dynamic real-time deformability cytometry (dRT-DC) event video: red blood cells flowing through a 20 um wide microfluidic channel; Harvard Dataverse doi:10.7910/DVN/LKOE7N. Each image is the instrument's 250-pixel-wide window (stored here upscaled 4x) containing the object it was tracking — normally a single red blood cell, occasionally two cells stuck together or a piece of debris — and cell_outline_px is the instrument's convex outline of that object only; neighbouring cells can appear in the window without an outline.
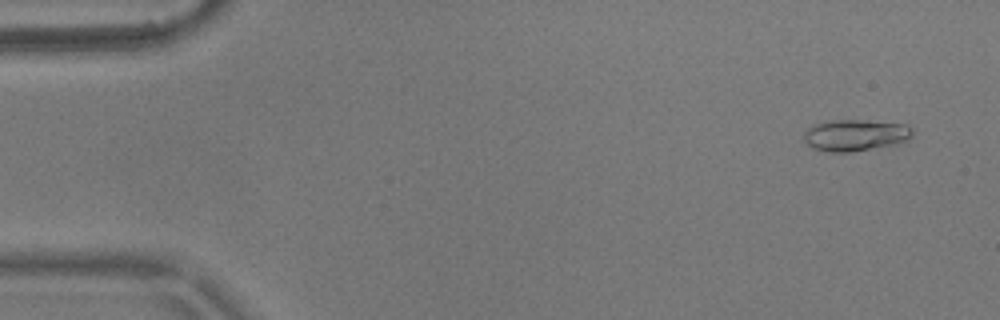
{"species": "common noctule bat (a hibernating species)", "species_latin": "Nyctalus noctula", "temperature_condition": "warm", "stored_images_in_passage": 5, "camera_frame_rate_fps": 3000, "um_per_image_px": 0.085, "animal": {"sex": "male", "body_mass_g": 17.9}, "frame": {"image": 1, "passage_image": 2, "time_ms": 0.333, "image_size_px": [1000, 320], "cell_outline_px": [[912, 136], [908, 140], [896, 144], [848, 152], [828, 152], [812, 148], [804, 140], [804, 132], [808, 128], [816, 124], [828, 120], [864, 120], [904, 124], [912, 128]], "centroid_in_image_um": [72.69, 11.49], "position_along_channel_um": 12.3, "area_um2": 19.88}}